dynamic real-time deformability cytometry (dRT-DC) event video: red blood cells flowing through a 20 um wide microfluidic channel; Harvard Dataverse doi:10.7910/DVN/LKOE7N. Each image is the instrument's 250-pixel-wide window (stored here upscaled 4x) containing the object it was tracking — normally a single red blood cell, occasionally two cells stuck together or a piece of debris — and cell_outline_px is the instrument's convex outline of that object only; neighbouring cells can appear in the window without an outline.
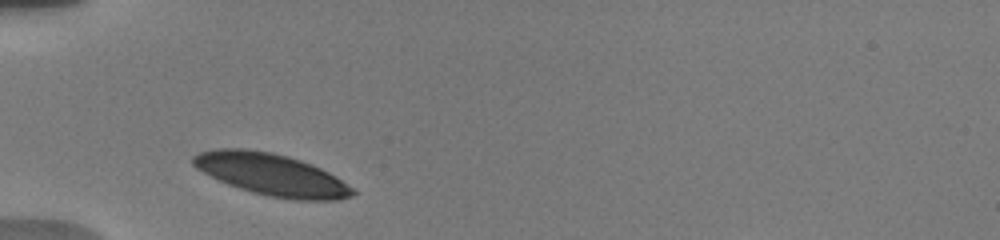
{"species": "human", "species_latin": "Homo sapiens", "temperature_condition": "warm", "stored_images_in_passage": 20, "camera_frame_rate_fps": 3000, "um_per_image_px": 0.085, "donor": {"sex": "male"}, "frame": {"image": 1, "passage_image": 1, "time_ms": 0.0, "image_size_px": [1000, 240], "cell_outline_px": [[356, 192], [352, 196], [340, 200], [292, 200], [268, 196], [252, 192], [228, 184], [196, 168], [192, 164], [192, 156], [200, 152], [216, 148], [244, 148], [272, 152], [288, 156], [312, 164], [336, 176], [352, 188]], "centroid_in_image_um": [23.08, 14.83], "position_along_channel_um": 61.9, "area_um2": 38.9}}
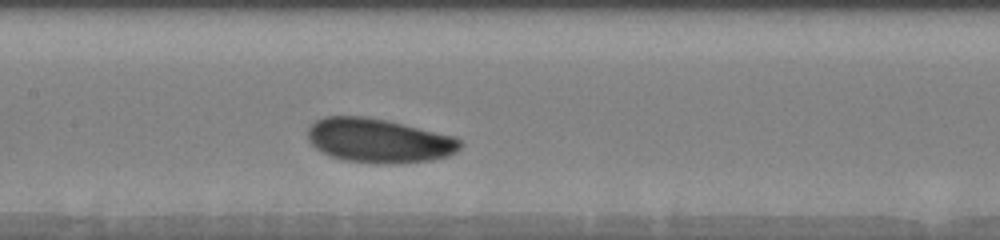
{"frame": {"image": 2, "passage_image": 11, "time_ms": 3.333, "image_size_px": [1000, 240], "cell_outline_px": [[464, 144], [456, 152], [448, 156], [432, 160], [392, 164], [384, 164], [344, 160], [320, 152], [308, 140], [308, 128], [316, 120], [324, 116], [364, 116], [388, 120], [456, 136]], "centroid_in_image_um": [32.23, 11.94], "position_along_channel_um": 175.2, "area_um2": 39.59}}
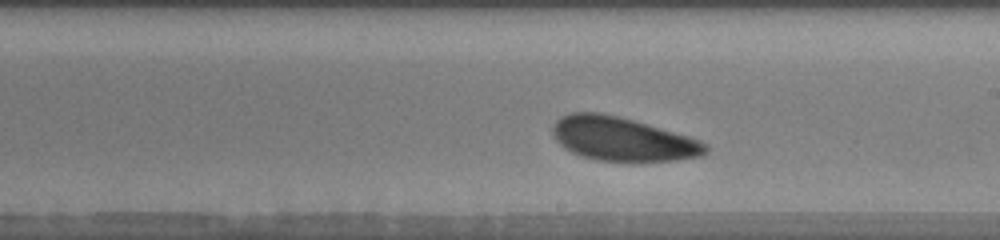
{"frame": {"image": 3, "passage_image": 17, "time_ms": 5.0, "image_size_px": [1000, 240], "cell_outline_px": [[708, 152], [700, 156], [676, 160], [636, 164], [632, 164], [600, 160], [584, 156], [572, 152], [564, 148], [552, 136], [552, 124], [560, 116], [572, 112], [600, 112], [632, 120], [688, 136], [700, 140], [708, 144]], "centroid_in_image_um": [52.91, 11.85], "position_along_channel_um": 236.1, "area_um2": 39.65}}